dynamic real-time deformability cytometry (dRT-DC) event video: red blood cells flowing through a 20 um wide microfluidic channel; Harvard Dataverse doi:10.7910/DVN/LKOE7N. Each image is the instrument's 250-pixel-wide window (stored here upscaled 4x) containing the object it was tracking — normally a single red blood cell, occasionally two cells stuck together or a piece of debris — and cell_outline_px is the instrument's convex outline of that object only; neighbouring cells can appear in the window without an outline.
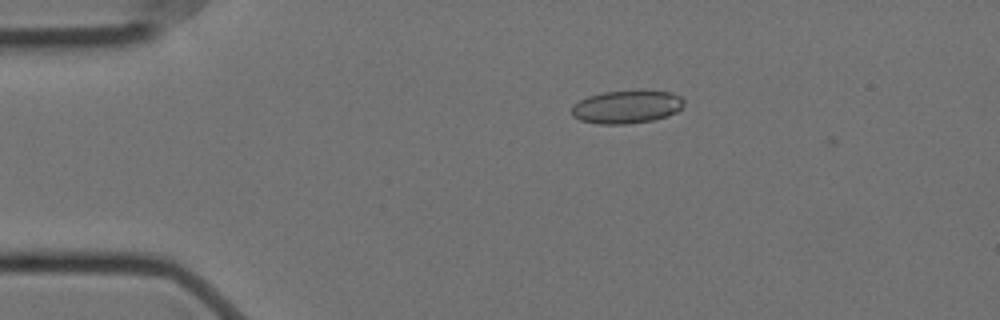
{"species": "Egyptian fruit bat (a non-hibernating species)", "species_latin": "Rousettus aegyptiacus", "temperature_condition": "cold", "stored_images_in_passage": 3, "camera_frame_rate_fps": 3000, "um_per_image_px": 0.085, "animal": {"sex": "female"}, "frame": {"image": 1, "passage_image": 2, "time_ms": 0.333, "image_size_px": [1000, 320], "cell_outline_px": [[684, 104], [676, 112], [668, 116], [652, 120], [624, 124], [600, 124], [580, 120], [572, 116], [572, 108], [580, 100], [588, 96], [604, 92], [668, 92], [680, 96], [684, 100]], "centroid_in_image_um": [53.26, 9.11], "position_along_channel_um": 31.7, "area_um2": 21.04}}